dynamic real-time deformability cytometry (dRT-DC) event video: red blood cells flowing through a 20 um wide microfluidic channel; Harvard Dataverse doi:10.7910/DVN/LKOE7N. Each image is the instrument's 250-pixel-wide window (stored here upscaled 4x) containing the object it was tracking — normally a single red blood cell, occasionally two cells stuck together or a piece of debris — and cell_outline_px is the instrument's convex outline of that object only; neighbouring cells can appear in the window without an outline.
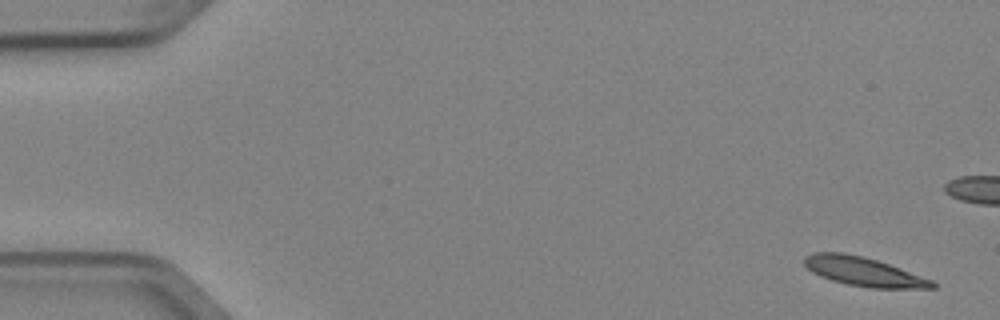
{"species": "Egyptian fruit bat (a non-hibernating species)", "species_latin": "Rousettus aegyptiacus", "temperature_condition": "cold", "stored_images_in_passage": 7, "camera_frame_rate_fps": 3000, "um_per_image_px": 0.085, "animal": {"sex": "female"}, "frame": {"image": 1, "passage_image": 1, "time_ms": 0.0, "image_size_px": [1000, 320], "cell_outline_px": [[936, 288], [868, 288], [848, 284], [832, 280], [820, 276], [812, 272], [804, 264], [804, 256], [816, 252], [844, 252], [864, 256], [900, 268], [932, 280], [936, 284]], "centroid_in_image_um": [73.39, 23.08], "position_along_channel_um": 11.6, "area_um2": 21.5}}
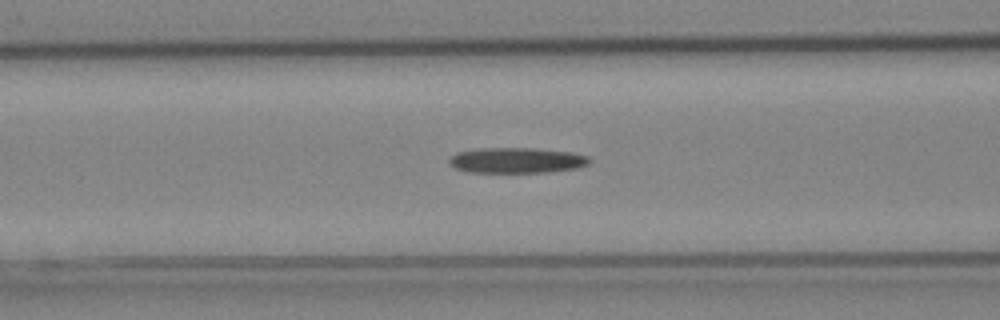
{"frame": {"image": 2, "passage_image": 7, "time_ms": 2.0, "image_size_px": [1000, 320], "cell_outline_px": [[592, 160], [588, 164], [576, 168], [548, 172], [468, 172], [456, 168], [448, 164], [448, 160], [456, 152], [476, 148], [532, 148], [572, 152], [588, 156]], "centroid_in_image_um": [43.9, 13.62], "position_along_channel_um": 122.7, "area_um2": 20.92}}